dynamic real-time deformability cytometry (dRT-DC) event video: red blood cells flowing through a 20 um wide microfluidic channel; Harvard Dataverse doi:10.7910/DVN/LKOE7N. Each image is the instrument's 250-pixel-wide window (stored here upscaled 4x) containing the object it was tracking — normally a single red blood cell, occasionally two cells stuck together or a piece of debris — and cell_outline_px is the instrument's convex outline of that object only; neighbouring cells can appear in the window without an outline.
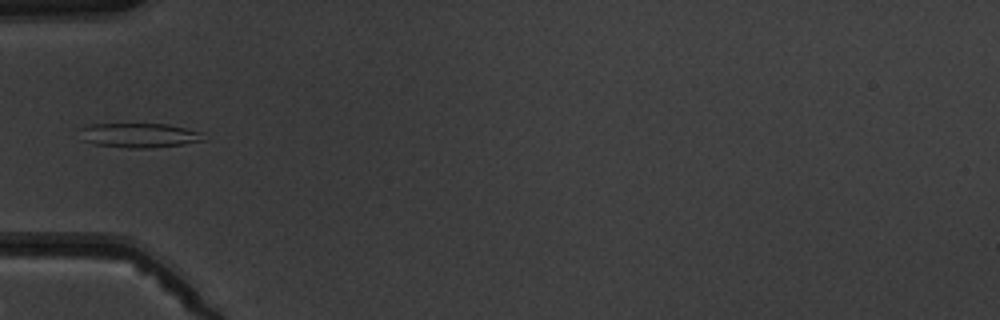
{"species": "common noctule bat (a hibernating species)", "species_latin": "Nyctalus noctula", "temperature_condition": "warm", "stored_images_in_passage": 4, "camera_frame_rate_fps": 3000, "um_per_image_px": 0.085, "animal": {"sex": "male", "body_mass_g": 19.5, "forearm_length_mm": 54.6}, "frame": {"image": 1, "passage_image": 4, "time_ms": 3.333, "image_size_px": [1000, 320], "cell_outline_px": [[204, 140], [184, 144], [152, 148], [128, 148], [92, 144], [84, 140], [76, 128], [92, 124], [168, 124], [204, 132]], "centroid_in_image_um": [11.82, 11.5], "position_along_channel_um": 73.2, "area_um2": 17.92}}